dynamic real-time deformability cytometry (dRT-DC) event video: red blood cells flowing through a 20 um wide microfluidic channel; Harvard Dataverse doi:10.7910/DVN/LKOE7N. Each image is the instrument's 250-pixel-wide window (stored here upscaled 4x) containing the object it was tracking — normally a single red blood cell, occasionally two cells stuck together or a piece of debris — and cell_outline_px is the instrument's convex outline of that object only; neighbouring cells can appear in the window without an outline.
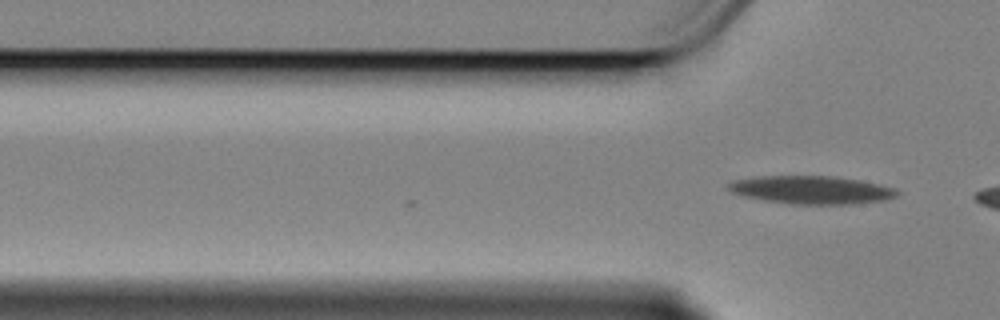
{"species": "Egyptian fruit bat (a non-hibernating species)", "species_latin": "Rousettus aegyptiacus", "temperature_condition": "cold", "stored_images_in_passage": 2, "camera_frame_rate_fps": 3000, "um_per_image_px": 0.085, "animal": {"sex": "female"}, "frame": {"image": 1, "passage_image": 2, "time_ms": 0.333, "image_size_px": [1000, 320], "cell_outline_px": [[900, 192], [896, 196], [880, 200], [852, 204], [788, 204], [764, 200], [744, 196], [732, 192], [728, 188], [728, 184], [732, 180], [760, 176], [832, 176], [860, 180], [896, 188]], "centroid_in_image_um": [68.96, 16.14], "position_along_channel_um": 56.8, "area_um2": 27.46}}